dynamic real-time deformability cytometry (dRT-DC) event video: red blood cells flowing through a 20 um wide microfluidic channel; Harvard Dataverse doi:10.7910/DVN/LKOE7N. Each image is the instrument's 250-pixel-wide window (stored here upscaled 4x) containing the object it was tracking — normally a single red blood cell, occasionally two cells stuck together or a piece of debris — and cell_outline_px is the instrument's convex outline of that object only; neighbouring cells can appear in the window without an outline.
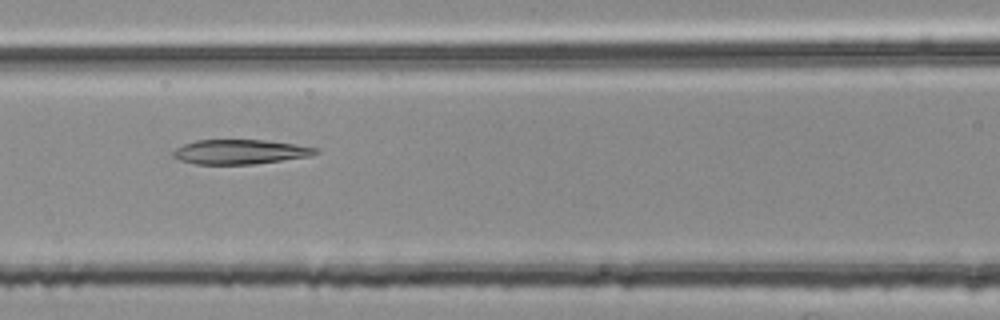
{"species": "common noctule bat (a hibernating species)", "species_latin": "Nyctalus noctula", "temperature_condition": "room temperature", "stored_images_in_passage": 31, "camera_frame_rate_fps": 3000, "um_per_image_px": 0.085, "animal": {"sex": "female", "body_mass_g": 25.1}, "frame": {"image": 1, "passage_image": 10, "time_ms": 3.0, "image_size_px": [1000, 320], "cell_outline_px": [[320, 152], [312, 156], [256, 164], [196, 164], [180, 160], [172, 156], [172, 152], [176, 148], [184, 144], [196, 140], [264, 140], [320, 148]], "centroid_in_image_um": [20.43, 12.91], "position_along_channel_um": 146.2, "area_um2": 20.46}}
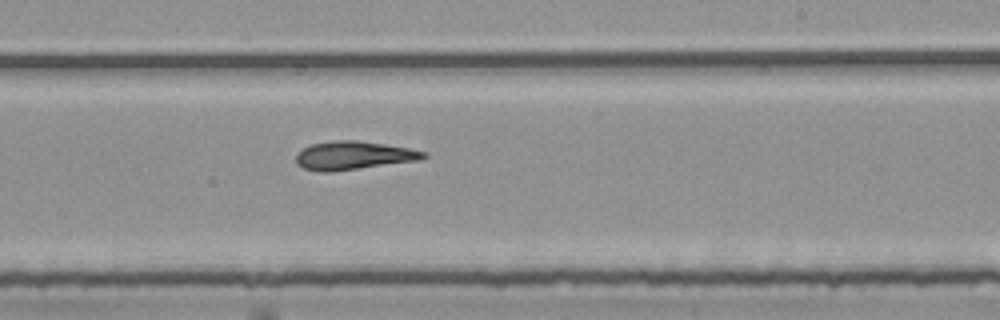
{"frame": {"image": 2, "passage_image": 19, "time_ms": 6.0, "image_size_px": [1000, 320], "cell_outline_px": [[428, 156], [420, 160], [328, 172], [320, 172], [304, 168], [296, 164], [296, 152], [300, 148], [312, 144], [332, 140], [360, 140], [408, 148], [428, 152]], "centroid_in_image_um": [30.01, 13.2], "position_along_channel_um": 259.0, "area_um2": 21.21}}
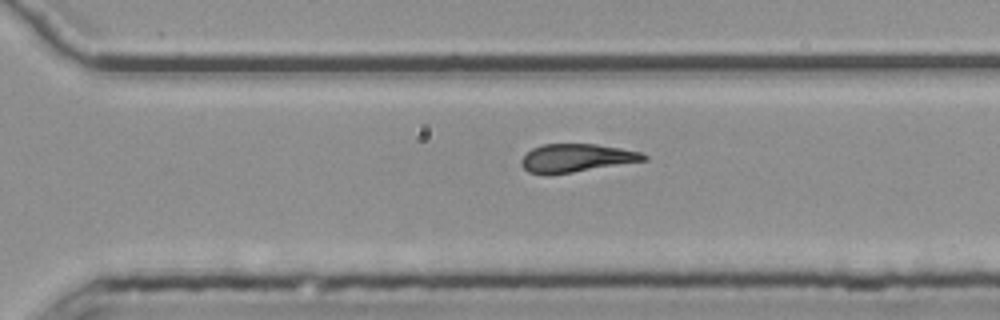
{"frame": {"image": 3, "passage_image": 24, "time_ms": 7.667, "image_size_px": [1000, 320], "cell_outline_px": [[648, 160], [548, 176], [544, 176], [528, 172], [520, 164], [520, 160], [532, 148], [544, 144], [596, 144], [620, 148], [640, 152], [648, 156]], "centroid_in_image_um": [48.96, 13.45], "position_along_channel_um": 321.6, "area_um2": 20.29}, "authors_computed_cell_mechanics": {"area_um2": 20.5768, "velocity_mm_per_s": 3.7711, "shape_relaxation_time_tau1_ms": null, "shape_relaxation_time_tau2_ms": 2.8146, "deformation_change_tau1": null, "deformation_change_tau2": 0.1061}}